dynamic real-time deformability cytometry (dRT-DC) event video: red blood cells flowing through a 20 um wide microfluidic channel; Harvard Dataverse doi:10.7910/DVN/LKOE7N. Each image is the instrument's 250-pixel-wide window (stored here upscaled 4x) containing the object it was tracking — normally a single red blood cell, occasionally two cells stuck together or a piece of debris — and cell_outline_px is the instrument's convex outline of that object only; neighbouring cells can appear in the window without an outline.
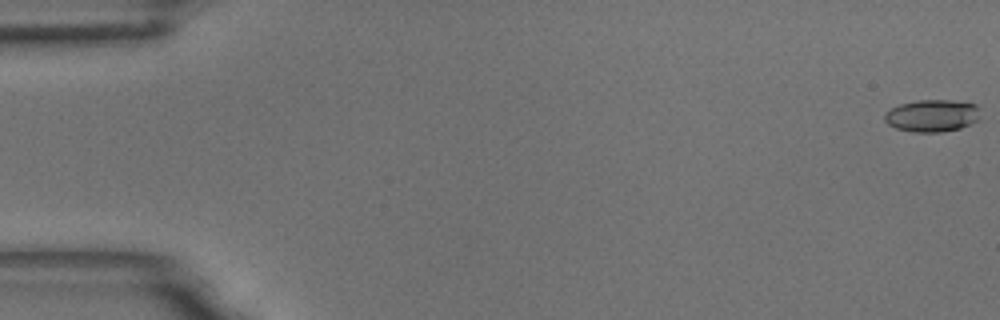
{"species": "common noctule bat (a hibernating species)", "species_latin": "Nyctalus noctula", "temperature_condition": "room temperature", "stored_images_in_passage": 12, "camera_frame_rate_fps": 3000, "um_per_image_px": 0.085, "animal": {"sex": "male", "body_mass_g": 18.8}, "frame": {"image": 1, "passage_image": 1, "time_ms": 0.0, "image_size_px": [1000, 320], "cell_outline_px": [[980, 120], [960, 128], [940, 132], [912, 132], [896, 128], [888, 124], [884, 120], [884, 116], [892, 108], [900, 104], [916, 100], [952, 100], [976, 104]], "centroid_in_image_um": [79.24, 9.83], "position_along_channel_um": 5.8, "area_um2": 17.92}}